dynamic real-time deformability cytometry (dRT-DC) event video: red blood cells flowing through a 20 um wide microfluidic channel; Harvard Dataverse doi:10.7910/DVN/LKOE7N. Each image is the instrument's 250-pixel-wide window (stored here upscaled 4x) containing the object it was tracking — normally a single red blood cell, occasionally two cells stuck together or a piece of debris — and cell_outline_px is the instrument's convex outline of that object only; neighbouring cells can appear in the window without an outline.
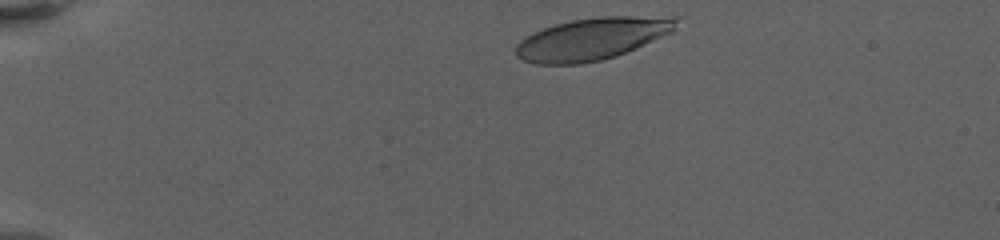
{"species": "human", "species_latin": "Homo sapiens", "temperature_condition": "warm", "stored_images_in_passage": 18, "camera_frame_rate_fps": 3000, "um_per_image_px": 0.085, "donor": {"sex": "female"}, "frame": {"image": 1, "passage_image": 1, "time_ms": 0.0, "image_size_px": [1000, 240], "cell_outline_px": [[680, 16], [676, 28], [672, 32], [636, 48], [616, 56], [600, 60], [580, 64], [536, 64], [520, 60], [516, 56], [516, 44], [520, 40], [544, 28], [556, 24], [572, 20], [600, 16]], "centroid_in_image_um": [50.36, 3.29], "position_along_channel_um": 34.6, "area_um2": 39.48}}
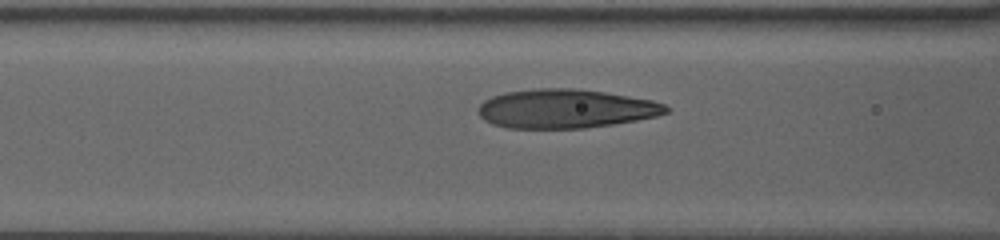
{"frame": {"image": 2, "passage_image": 10, "time_ms": 5.0, "image_size_px": [1000, 240], "cell_outline_px": [[668, 112], [656, 116], [636, 120], [612, 124], [584, 128], [508, 128], [492, 124], [484, 120], [476, 112], [476, 108], [484, 100], [492, 96], [504, 92], [536, 88], [572, 88], [604, 92], [652, 100], [664, 104], [668, 108]], "centroid_in_image_um": [48.01, 9.24], "position_along_channel_um": 118.6, "area_um2": 42.66}}
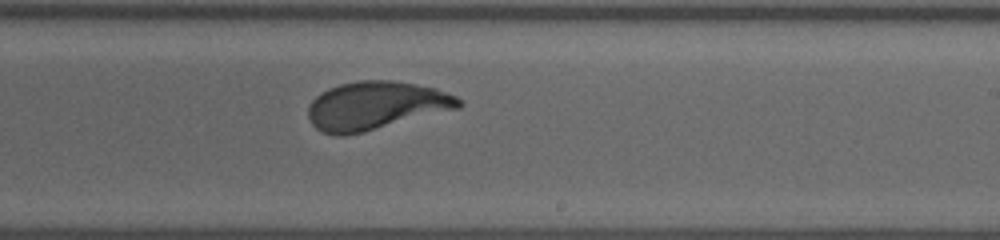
{"frame": {"image": 3, "passage_image": 17, "time_ms": 9.333, "image_size_px": [1000, 240], "cell_outline_px": [[464, 104], [460, 108], [364, 132], [344, 136], [336, 136], [320, 132], [312, 124], [308, 116], [308, 108], [312, 100], [320, 92], [328, 88], [340, 84], [360, 80], [392, 80], [416, 84], [436, 88], [456, 96]], "centroid_in_image_um": [31.93, 8.98], "position_along_channel_um": 257.1, "area_um2": 42.6}}